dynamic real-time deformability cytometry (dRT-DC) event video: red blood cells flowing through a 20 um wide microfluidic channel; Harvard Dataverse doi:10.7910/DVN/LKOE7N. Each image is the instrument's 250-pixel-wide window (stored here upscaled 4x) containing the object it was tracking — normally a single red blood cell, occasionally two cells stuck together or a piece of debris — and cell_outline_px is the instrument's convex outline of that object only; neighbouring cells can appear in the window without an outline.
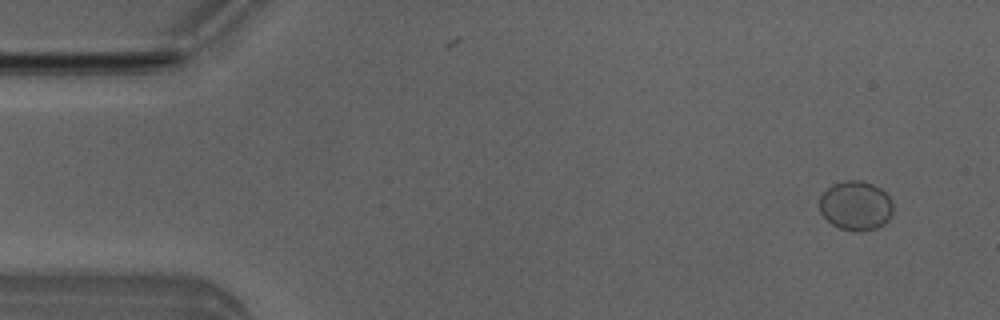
{"species": "Egyptian fruit bat (a non-hibernating species)", "species_latin": "Rousettus aegyptiacus", "temperature_condition": "room temperature", "stored_images_in_passage": 5, "camera_frame_rate_fps": 3000, "um_per_image_px": 0.085, "animal": {"sex": "male"}, "frame": {"image": 1, "passage_image": 2, "time_ms": 1.0, "image_size_px": [1000, 320], "cell_outline_px": [[892, 216], [884, 224], [876, 228], [860, 232], [852, 232], [840, 228], [832, 224], [820, 212], [820, 196], [832, 184], [844, 180], [860, 180], [872, 184], [880, 188], [888, 196], [892, 204]], "centroid_in_image_um": [72.74, 17.49], "position_along_channel_um": 12.3, "area_um2": 21.21}}